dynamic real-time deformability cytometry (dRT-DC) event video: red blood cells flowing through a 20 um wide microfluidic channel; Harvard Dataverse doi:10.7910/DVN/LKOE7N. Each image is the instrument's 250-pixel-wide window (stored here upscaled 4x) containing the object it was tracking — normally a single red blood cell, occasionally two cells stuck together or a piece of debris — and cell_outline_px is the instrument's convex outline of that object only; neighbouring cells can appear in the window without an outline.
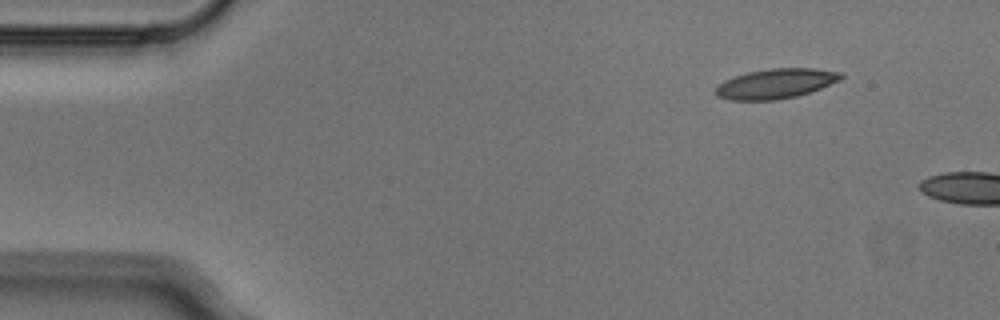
{"species": "Egyptian fruit bat (a non-hibernating species)", "species_latin": "Rousettus aegyptiacus", "temperature_condition": "cold", "stored_images_in_passage": 2, "camera_frame_rate_fps": 3000, "um_per_image_px": 0.085, "animal": {"sex": "male"}, "frame": {"image": 1, "passage_image": 1, "time_ms": 0.0, "image_size_px": [1000, 320], "cell_outline_px": [[844, 76], [840, 80], [820, 88], [796, 96], [772, 100], [728, 100], [716, 96], [716, 88], [724, 80], [748, 72], [772, 68], [816, 68], [840, 72]], "centroid_in_image_um": [65.94, 7.1], "position_along_channel_um": 19.1, "area_um2": 21.56}}